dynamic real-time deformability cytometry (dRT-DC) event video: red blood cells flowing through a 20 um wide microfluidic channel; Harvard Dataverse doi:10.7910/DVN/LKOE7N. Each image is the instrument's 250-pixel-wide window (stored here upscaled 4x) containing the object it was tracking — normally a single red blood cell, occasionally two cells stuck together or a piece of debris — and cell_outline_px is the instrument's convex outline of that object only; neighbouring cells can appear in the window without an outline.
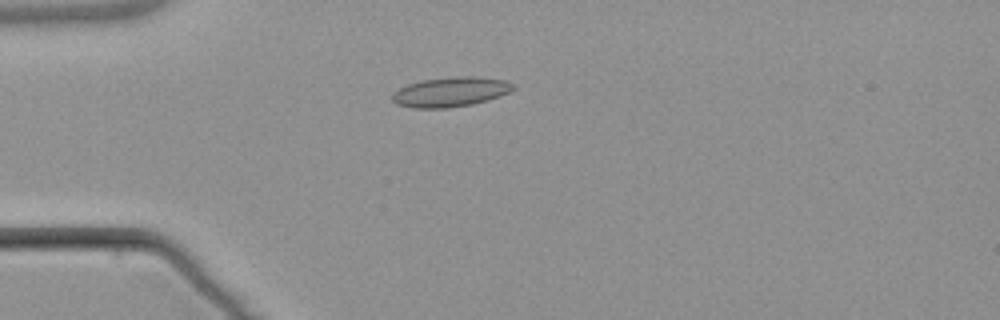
{"species": "common noctule bat (a hibernating species)", "species_latin": "Nyctalus noctula", "temperature_condition": "warm", "stored_images_in_passage": 4, "camera_frame_rate_fps": 3000, "um_per_image_px": 0.085, "animal": {"sex": "male", "body_mass_g": 21.5, "forearm_length_mm": 52.0}, "frame": {"image": 1, "passage_image": 4, "time_ms": 4.333, "image_size_px": [1000, 320], "cell_outline_px": [[516, 88], [500, 96], [488, 100], [472, 104], [448, 108], [412, 108], [396, 104], [392, 100], [392, 92], [408, 84], [420, 80], [456, 76], [472, 76], [504, 80], [516, 84]], "centroid_in_image_um": [38.29, 7.81], "position_along_channel_um": 46.7, "area_um2": 21.1}}